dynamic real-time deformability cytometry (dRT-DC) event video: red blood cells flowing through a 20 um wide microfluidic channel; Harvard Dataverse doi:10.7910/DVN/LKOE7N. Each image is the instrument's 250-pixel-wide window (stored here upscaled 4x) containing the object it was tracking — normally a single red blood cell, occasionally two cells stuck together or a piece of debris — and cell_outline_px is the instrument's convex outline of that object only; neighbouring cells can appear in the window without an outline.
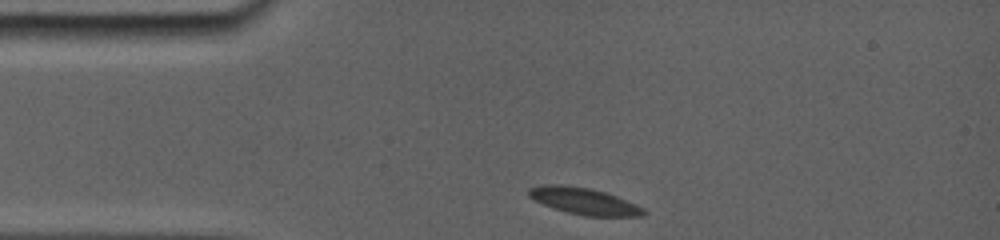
{"species": "common noctule bat (a hibernating species)", "species_latin": "Nyctalus noctula", "temperature_condition": "room temperature", "stored_images_in_passage": 30, "camera_frame_rate_fps": 5000, "um_per_image_px": 0.085, "animal": {"sex": "female", "body_mass_g": 19.0, "forearm_length_mm": 56.7}, "frame": {"image": 1, "passage_image": 1, "time_ms": 0.0, "image_size_px": [1000, 240], "cell_outline_px": [[648, 212], [644, 216], [584, 216], [552, 208], [528, 196], [528, 188], [544, 184], [560, 184], [588, 188], [604, 192], [616, 196], [636, 204], [644, 208]], "centroid_in_image_um": [49.65, 17.1], "position_along_channel_um": 35.3, "area_um2": 17.8}}
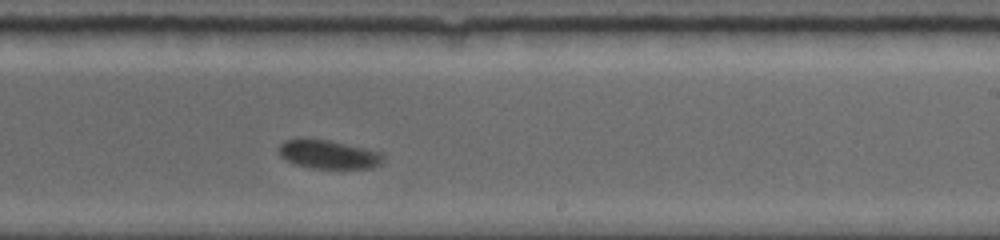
{"frame": {"image": 2, "passage_image": 17, "time_ms": 6.8, "image_size_px": [1000, 240], "cell_outline_px": [[384, 160], [380, 164], [368, 168], [312, 168], [296, 164], [284, 160], [280, 156], [280, 144], [284, 140], [328, 140], [364, 148], [380, 152], [384, 156]], "centroid_in_image_um": [27.93, 13.14], "position_along_channel_um": 261.1, "area_um2": 16.99}}
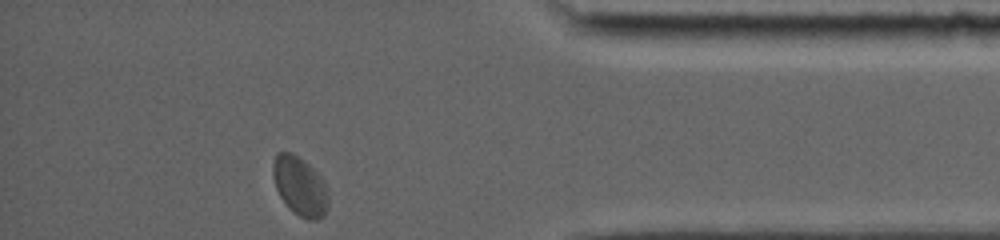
{"frame": {"image": 3, "passage_image": 30, "time_ms": 11.2, "image_size_px": [1000, 240], "cell_outline_px": [[328, 208], [324, 216], [316, 220], [308, 220], [292, 212], [288, 208], [280, 196], [276, 188], [272, 176], [272, 164], [276, 156], [280, 152], [292, 152], [304, 160], [320, 176], [328, 188]], "centroid_in_image_um": [25.5, 15.84], "position_along_channel_um": 409.7, "area_um2": 19.25}, "authors_computed_cell_mechanics": {"area_um2": 17.918, "velocity_mm_per_s": 3.7471, "shape_relaxation_time_tau1_ms": 3.2341, "shape_relaxation_time_tau2_ms": null, "deformation_change_tau1": 0.0817, "deformation_change_tau2": null}}